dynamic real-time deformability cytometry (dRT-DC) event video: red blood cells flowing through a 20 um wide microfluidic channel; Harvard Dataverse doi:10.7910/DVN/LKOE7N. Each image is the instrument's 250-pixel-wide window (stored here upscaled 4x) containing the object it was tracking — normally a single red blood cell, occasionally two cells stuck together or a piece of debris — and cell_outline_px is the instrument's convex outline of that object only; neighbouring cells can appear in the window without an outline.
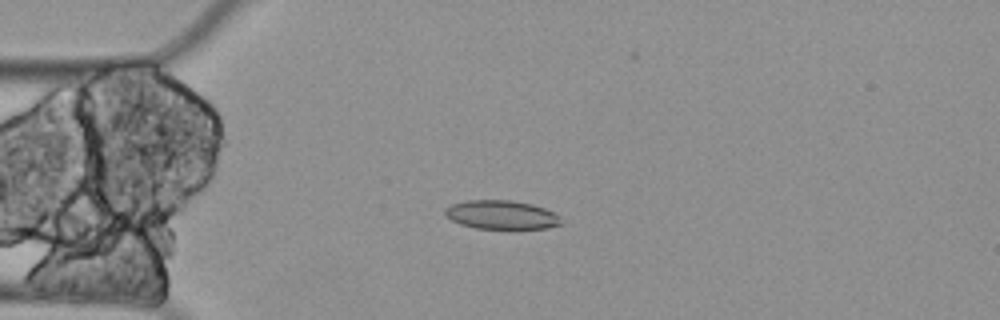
{"species": "Egyptian fruit bat (a non-hibernating species)", "species_latin": "Rousettus aegyptiacus", "temperature_condition": "cold", "stored_images_in_passage": 5, "camera_frame_rate_fps": 3000, "um_per_image_px": 0.085, "animal": {"sex": "female"}, "frame": {"image": 1, "passage_image": 4, "time_ms": 1.0, "image_size_px": [1000, 320], "cell_outline_px": [[560, 224], [548, 228], [512, 232], [476, 228], [460, 224], [444, 216], [444, 208], [452, 204], [468, 200], [512, 200], [532, 204], [544, 208], [552, 212], [560, 220]], "centroid_in_image_um": [42.6, 18.31], "position_along_channel_um": 42.4, "area_um2": 20.29}}